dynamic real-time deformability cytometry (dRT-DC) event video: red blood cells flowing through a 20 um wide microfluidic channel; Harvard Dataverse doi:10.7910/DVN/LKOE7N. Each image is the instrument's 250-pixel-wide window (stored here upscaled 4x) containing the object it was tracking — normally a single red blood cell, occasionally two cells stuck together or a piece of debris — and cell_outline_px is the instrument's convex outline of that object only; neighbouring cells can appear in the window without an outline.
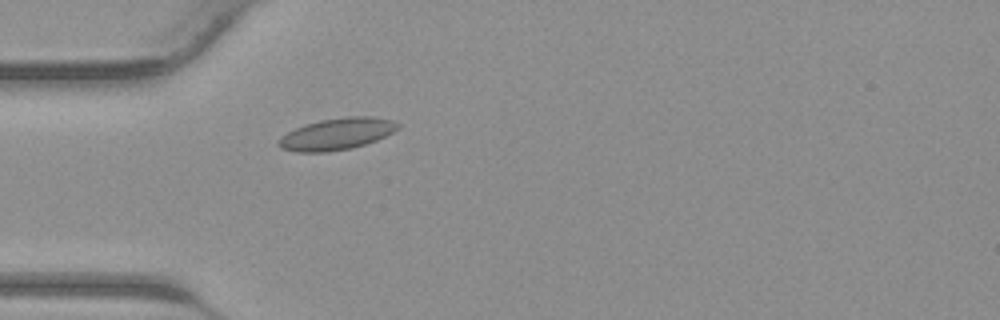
{"species": "common noctule bat (a hibernating species)", "species_latin": "Nyctalus noctula", "temperature_condition": "warm", "stored_images_in_passage": 33, "camera_frame_rate_fps": 3000, "um_per_image_px": 0.085, "animal": {"sex": "male", "body_mass_g": 23.1, "forearm_length_mm": 52.7}, "frame": {"image": 1, "passage_image": 4, "time_ms": 1.0, "image_size_px": [1000, 320], "cell_outline_px": [[400, 128], [376, 140], [352, 148], [324, 152], [296, 152], [280, 148], [276, 144], [280, 136], [304, 124], [320, 120], [348, 116], [372, 116], [392, 120], [400, 124]], "centroid_in_image_um": [28.6, 11.38], "position_along_channel_um": 56.4, "area_um2": 22.08}}
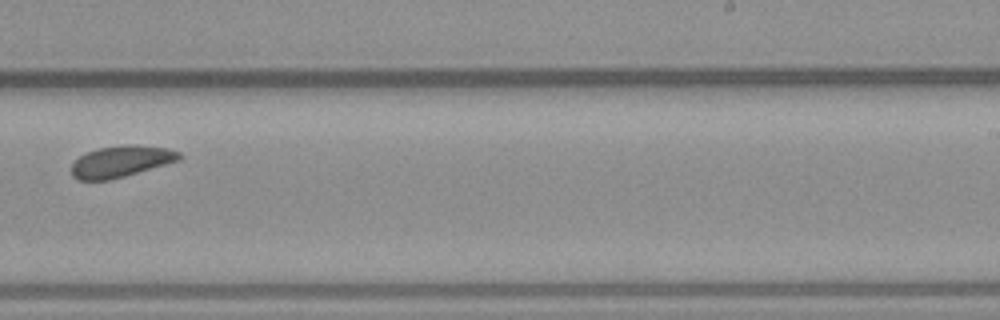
{"frame": {"image": 2, "passage_image": 18, "time_ms": 5.667, "image_size_px": [1000, 320], "cell_outline_px": [[184, 156], [180, 160], [112, 180], [76, 180], [72, 176], [72, 164], [80, 156], [88, 152], [100, 148], [124, 144], [132, 144], [168, 148], [180, 152]], "centroid_in_image_um": [10.32, 13.72], "position_along_channel_um": 278.7, "area_um2": 19.83}}
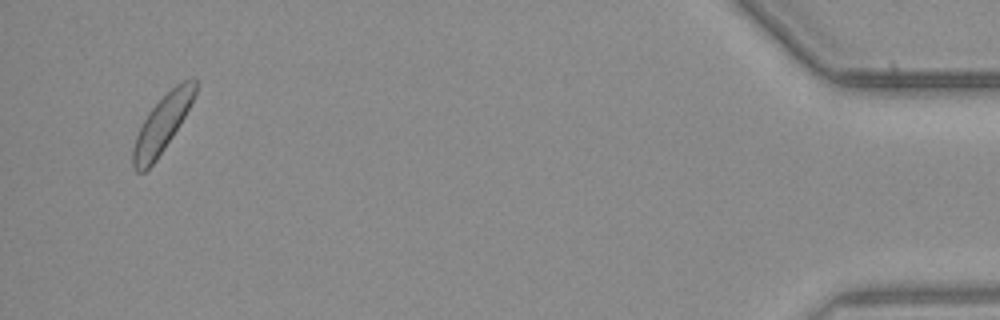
{"frame": {"image": 3, "passage_image": 32, "time_ms": 10.333, "image_size_px": [1000, 320], "cell_outline_px": [[196, 96], [180, 124], [156, 160], [144, 172], [136, 172], [132, 168], [132, 148], [136, 136], [148, 112], [176, 84], [192, 76], [196, 76]], "centroid_in_image_um": [13.79, 10.54], "position_along_channel_um": 421.4, "area_um2": 20.46}}